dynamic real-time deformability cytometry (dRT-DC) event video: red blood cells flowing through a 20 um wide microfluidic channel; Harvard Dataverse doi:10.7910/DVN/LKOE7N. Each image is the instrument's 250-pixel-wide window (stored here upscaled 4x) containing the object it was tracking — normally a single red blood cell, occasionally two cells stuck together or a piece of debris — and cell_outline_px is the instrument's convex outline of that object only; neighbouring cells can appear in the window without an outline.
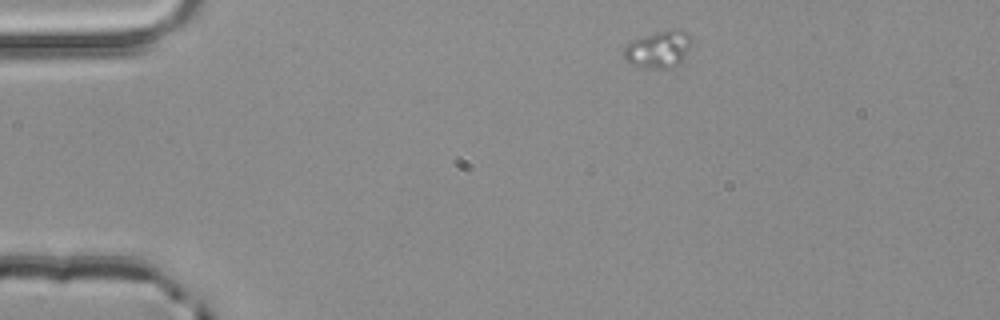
{"species": "common noctule bat (a hibernating species)", "species_latin": "Nyctalus noctula", "temperature_condition": "room temperature", "stored_images_in_passage": 2, "camera_frame_rate_fps": 3000, "um_per_image_px": 0.085, "animal": {"sex": "male", "body_mass_g": 20.4}, "frame": {"image": 1, "passage_image": 1, "time_ms": 0.0, "image_size_px": [1000, 320], "cell_outline_px": [[692, 40], [680, 60], [676, 64], [664, 68], [652, 68], [632, 64], [624, 60], [624, 48], [632, 40], [656, 32], [676, 28], [688, 32]], "centroid_in_image_um": [55.94, 4.15], "position_along_channel_um": 29.1, "area_um2": 14.1}}